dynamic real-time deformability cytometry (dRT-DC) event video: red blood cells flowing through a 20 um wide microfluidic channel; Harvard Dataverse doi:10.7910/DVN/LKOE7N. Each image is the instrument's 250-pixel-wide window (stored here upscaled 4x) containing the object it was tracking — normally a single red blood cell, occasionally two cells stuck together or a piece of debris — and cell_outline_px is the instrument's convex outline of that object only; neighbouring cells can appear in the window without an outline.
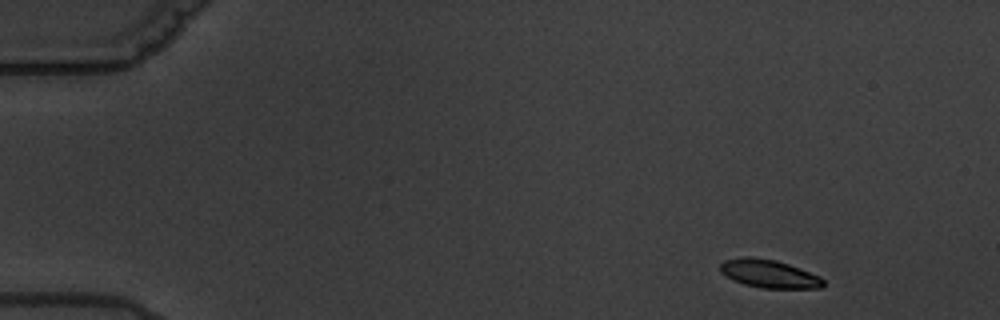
{"species": "common noctule bat (a hibernating species)", "species_latin": "Nyctalus noctula", "temperature_condition": "warm", "stored_images_in_passage": 7, "camera_frame_rate_fps": 3000, "um_per_image_px": 0.085, "animal": {"sex": "male", "body_mass_g": 19.5, "forearm_length_mm": 54.6}, "frame": {"image": 1, "passage_image": 1, "time_ms": 0.0, "image_size_px": [1000, 320], "cell_outline_px": [[824, 284], [820, 288], [760, 288], [744, 284], [732, 280], [720, 272], [720, 264], [724, 260], [744, 256], [748, 256], [776, 260], [800, 268], [820, 276], [824, 280]], "centroid_in_image_um": [65.35, 23.26], "position_along_channel_um": 19.7, "area_um2": 16.99}}
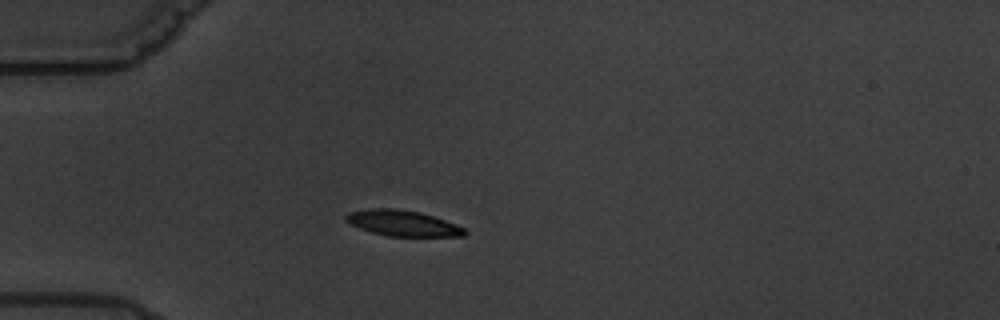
{"frame": {"image": 2, "passage_image": 4, "time_ms": 3.667, "image_size_px": [1000, 320], "cell_outline_px": [[468, 232], [464, 236], [388, 236], [372, 232], [360, 228], [344, 220], [344, 216], [348, 212], [372, 208], [396, 208], [420, 212], [456, 224], [464, 228]], "centroid_in_image_um": [34.22, 18.96], "position_along_channel_um": 50.8, "area_um2": 17.74}}